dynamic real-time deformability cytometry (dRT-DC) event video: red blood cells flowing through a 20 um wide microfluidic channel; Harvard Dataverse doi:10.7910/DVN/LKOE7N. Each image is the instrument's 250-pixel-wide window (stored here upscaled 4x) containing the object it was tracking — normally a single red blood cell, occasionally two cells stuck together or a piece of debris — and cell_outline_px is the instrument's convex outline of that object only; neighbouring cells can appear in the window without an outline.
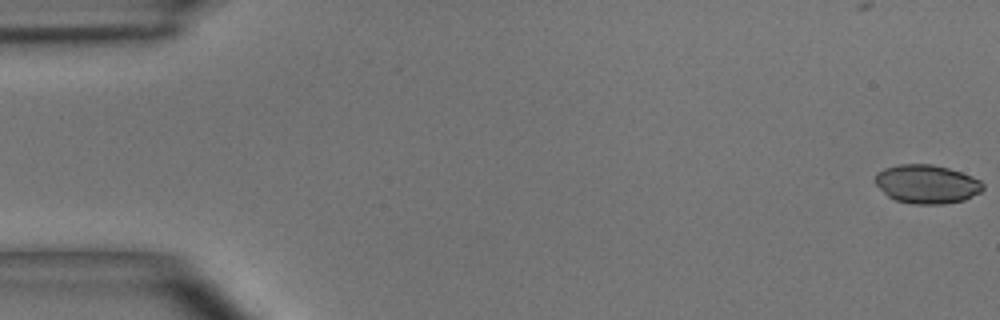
{"species": "common noctule bat (a hibernating species)", "species_latin": "Nyctalus noctula", "temperature_condition": "room temperature", "stored_images_in_passage": 49, "camera_frame_rate_fps": 3000, "um_per_image_px": 0.085, "animal": {"sex": "male", "body_mass_g": 15.6}, "frame": {"image": 1, "passage_image": 1, "time_ms": 0.0, "image_size_px": [1000, 320], "cell_outline_px": [[984, 188], [980, 192], [964, 200], [944, 204], [912, 204], [896, 200], [888, 196], [876, 184], [876, 172], [884, 168], [900, 164], [932, 164], [948, 168], [972, 176], [980, 180], [984, 184]], "centroid_in_image_um": [78.79, 15.65], "position_along_channel_um": 6.2, "area_um2": 24.28}}
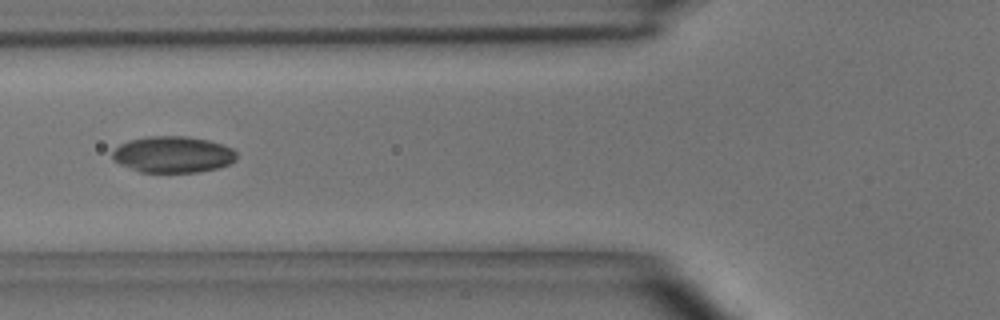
{"frame": {"image": 2, "passage_image": 19, "time_ms": 6.0, "image_size_px": [1000, 320], "cell_outline_px": [[236, 160], [232, 164], [220, 168], [200, 172], [140, 172], [120, 164], [112, 160], [112, 152], [120, 144], [128, 140], [148, 136], [184, 136], [208, 140], [224, 144], [232, 148], [236, 152]], "centroid_in_image_um": [14.73, 13.13], "position_along_channel_um": 111.1, "area_um2": 26.65}}
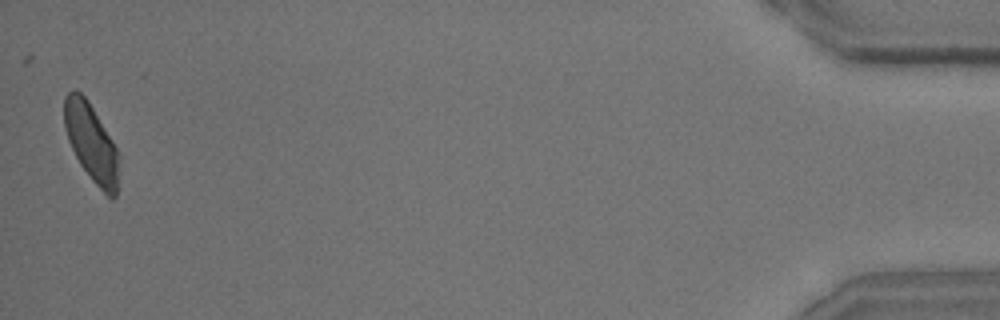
{"frame": {"image": 3, "passage_image": 49, "time_ms": 16.0, "image_size_px": [1000, 320], "cell_outline_px": [[120, 156], [116, 196], [112, 200], [92, 180], [80, 164], [68, 140], [64, 128], [64, 96], [68, 92], [80, 92], [88, 100], [120, 152]], "centroid_in_image_um": [7.79, 12.14], "position_along_channel_um": 427.4, "area_um2": 24.85}, "authors_computed_cell_mechanics": {"area_um2": 25.2586, "velocity_mm_per_s": 4.0635, "shape_relaxation_time_tau1_ms": 1.8737, "shape_relaxation_time_tau2_ms": null, "deformation_change_tau1": 0.0429, "deformation_change_tau2": null}}